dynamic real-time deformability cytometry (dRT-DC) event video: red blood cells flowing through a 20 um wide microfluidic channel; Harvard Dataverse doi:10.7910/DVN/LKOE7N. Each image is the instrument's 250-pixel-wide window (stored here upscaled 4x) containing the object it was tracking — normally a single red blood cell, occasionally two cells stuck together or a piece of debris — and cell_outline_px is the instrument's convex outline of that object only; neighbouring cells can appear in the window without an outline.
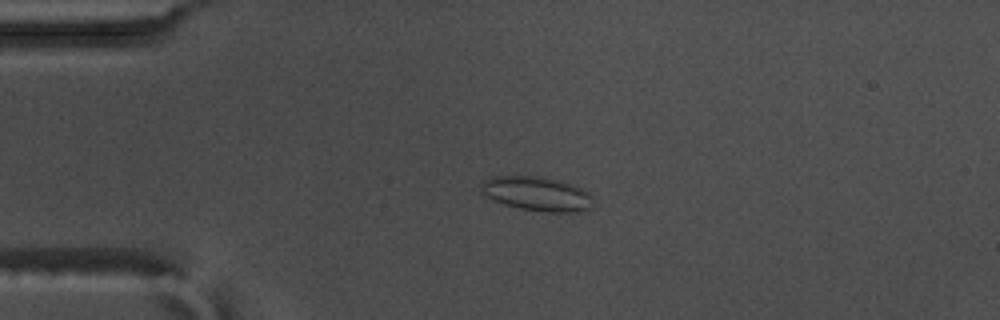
{"species": "common noctule bat (a hibernating species)", "species_latin": "Nyctalus noctula", "temperature_condition": "warm", "stored_images_in_passage": 58, "camera_frame_rate_fps": 3000, "um_per_image_px": 0.085, "animal": {"sex": "male", "body_mass_g": 17.5, "forearm_length_mm": 52.3}, "frame": {"image": 1, "passage_image": 15, "time_ms": 4.667, "image_size_px": [1000, 320], "cell_outline_px": [[592, 208], [580, 212], [544, 212], [520, 208], [504, 204], [492, 200], [480, 192], [480, 184], [484, 180], [492, 176], [536, 176], [560, 180], [580, 188], [588, 192], [592, 196]], "centroid_in_image_um": [45.62, 16.47], "position_along_channel_um": 39.4, "area_um2": 22.54}}
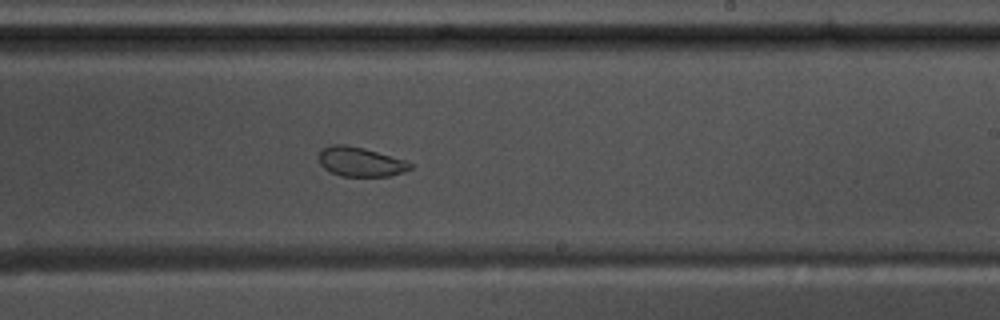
{"frame": {"image": 2, "passage_image": 36, "time_ms": 11.667, "image_size_px": [1000, 320], "cell_outline_px": [[412, 168], [404, 172], [388, 176], [340, 176], [324, 168], [320, 164], [320, 152], [324, 148], [332, 144], [344, 144], [364, 148], [404, 160], [412, 164]], "centroid_in_image_um": [30.64, 13.76], "position_along_channel_um": 258.4, "area_um2": 15.43}}
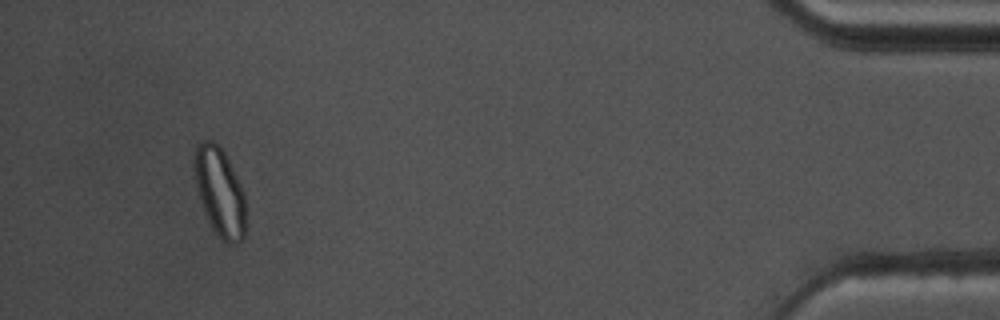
{"frame": {"image": 3, "passage_image": 55, "time_ms": 18.0, "image_size_px": [1000, 320], "cell_outline_px": [[244, 236], [236, 244], [228, 244], [212, 228], [208, 220], [196, 184], [196, 144], [200, 140], [212, 140], [224, 152], [244, 192]], "centroid_in_image_um": [18.7, 16.31], "position_along_channel_um": 416.5, "area_um2": 25.49}, "authors_computed_cell_mechanics": {"area_um2": 21.7328, "velocity_mm_per_s": 3.5902, "shape_relaxation_time_tau1_ms": null, "shape_relaxation_time_tau2_ms": 1.3758, "deformation_change_tau1": null, "deformation_change_tau2": 0.0512}}